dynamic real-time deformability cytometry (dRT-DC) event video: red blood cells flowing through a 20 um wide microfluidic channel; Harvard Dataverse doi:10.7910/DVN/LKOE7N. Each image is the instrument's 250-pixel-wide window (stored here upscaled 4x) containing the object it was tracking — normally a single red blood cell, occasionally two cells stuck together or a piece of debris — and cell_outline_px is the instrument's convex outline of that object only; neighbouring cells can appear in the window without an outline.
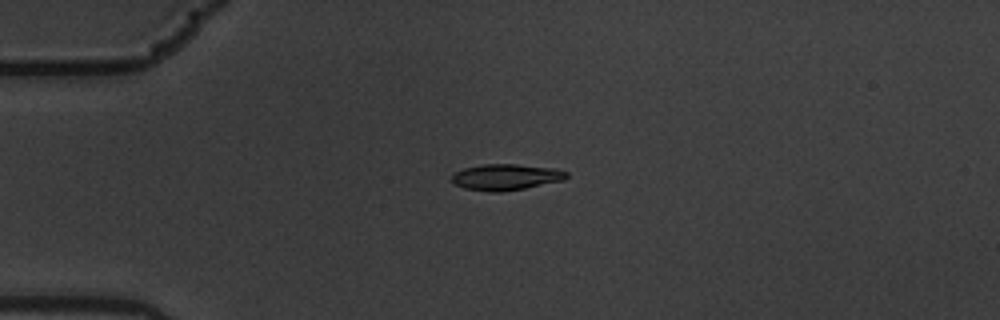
{"species": "common noctule bat (a hibernating species)", "species_latin": "Nyctalus noctula", "temperature_condition": "warm", "stored_images_in_passage": 6, "camera_frame_rate_fps": 3000, "um_per_image_px": 0.085, "animal": {"sex": "male", "body_mass_g": 19.5, "forearm_length_mm": 54.6}, "frame": {"image": 1, "passage_image": 4, "time_ms": 1.0, "image_size_px": [1000, 320], "cell_outline_px": [[568, 176], [564, 180], [524, 188], [500, 192], [492, 192], [464, 188], [456, 184], [452, 180], [452, 176], [456, 172], [464, 168], [484, 164], [516, 164], [552, 168], [568, 172]], "centroid_in_image_um": [43.01, 15.05], "position_along_channel_um": 42.0, "area_um2": 17.22}}